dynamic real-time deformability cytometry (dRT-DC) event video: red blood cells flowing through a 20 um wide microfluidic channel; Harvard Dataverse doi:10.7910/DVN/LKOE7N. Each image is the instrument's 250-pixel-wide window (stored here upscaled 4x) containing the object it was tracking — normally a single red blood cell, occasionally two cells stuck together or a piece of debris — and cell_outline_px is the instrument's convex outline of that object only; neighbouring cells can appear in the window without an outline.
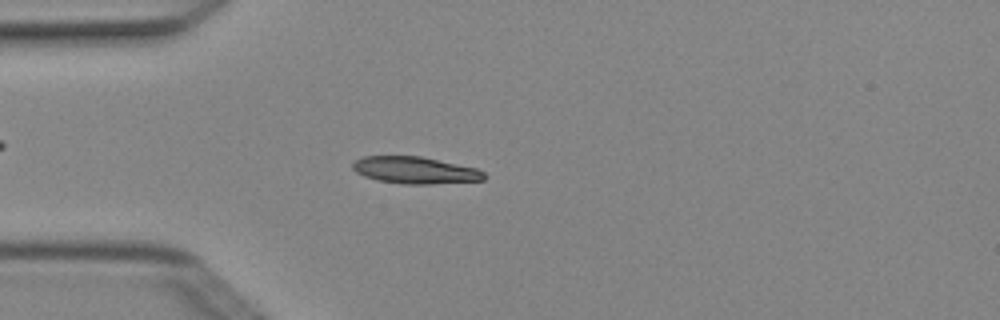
{"species": "Egyptian fruit bat (a non-hibernating species)", "species_latin": "Rousettus aegyptiacus", "temperature_condition": "cold", "stored_images_in_passage": 3, "camera_frame_rate_fps": 3000, "um_per_image_px": 0.085, "animal": {"sex": "female"}, "frame": {"image": 1, "passage_image": 3, "time_ms": 0.667, "image_size_px": [1000, 320], "cell_outline_px": [[488, 176], [484, 180], [432, 184], [404, 184], [380, 180], [364, 176], [356, 172], [352, 168], [352, 164], [356, 160], [364, 156], [420, 156], [476, 168], [484, 172]], "centroid_in_image_um": [35.31, 14.47], "position_along_channel_um": 49.7, "area_um2": 20.52}}